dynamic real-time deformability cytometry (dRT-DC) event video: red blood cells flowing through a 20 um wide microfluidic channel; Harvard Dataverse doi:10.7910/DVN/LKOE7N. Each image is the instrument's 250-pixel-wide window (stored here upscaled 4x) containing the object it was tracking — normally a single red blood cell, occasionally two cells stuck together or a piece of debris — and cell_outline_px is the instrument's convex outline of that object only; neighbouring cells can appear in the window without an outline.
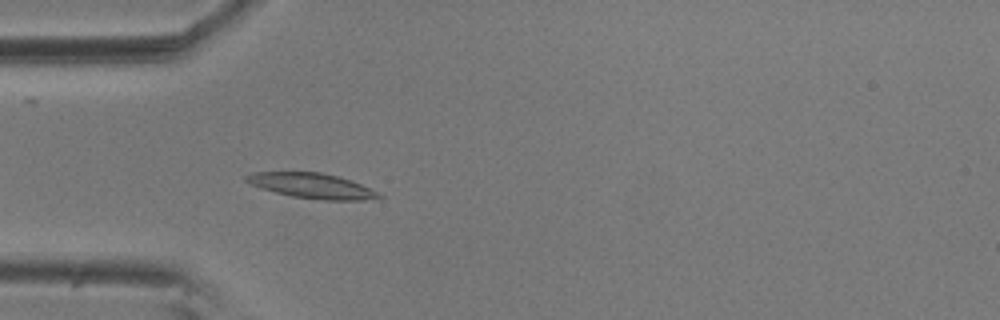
{"species": "common noctule bat (a hibernating species)", "species_latin": "Nyctalus noctula", "temperature_condition": "room temperature", "stored_images_in_passage": 48, "camera_frame_rate_fps": 3000, "um_per_image_px": 0.085, "animal": {"sex": "male", "body_mass_g": 20.5, "forearm_length_mm": 52.5}, "frame": {"image": 1, "passage_image": 11, "time_ms": 3.333, "image_size_px": [1000, 320], "cell_outline_px": [[384, 196], [380, 200], [324, 200], [292, 196], [260, 188], [244, 180], [244, 176], [252, 172], [320, 172], [352, 180]], "centroid_in_image_um": [26.54, 15.79], "position_along_channel_um": 58.5, "area_um2": 19.36}}
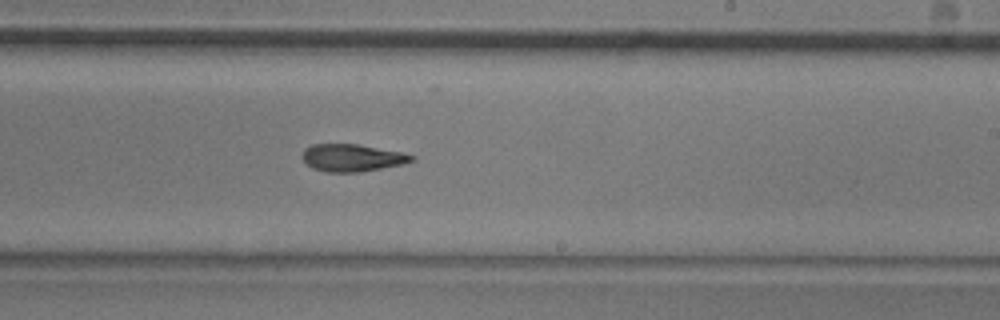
{"frame": {"image": 2, "passage_image": 28, "time_ms": 9.0, "image_size_px": [1000, 320], "cell_outline_px": [[416, 160], [404, 164], [360, 172], [328, 172], [312, 168], [304, 160], [304, 148], [312, 144], [356, 144], [400, 152], [416, 156]], "centroid_in_image_um": [29.97, 13.41], "position_along_channel_um": 259.0, "area_um2": 17.28}}
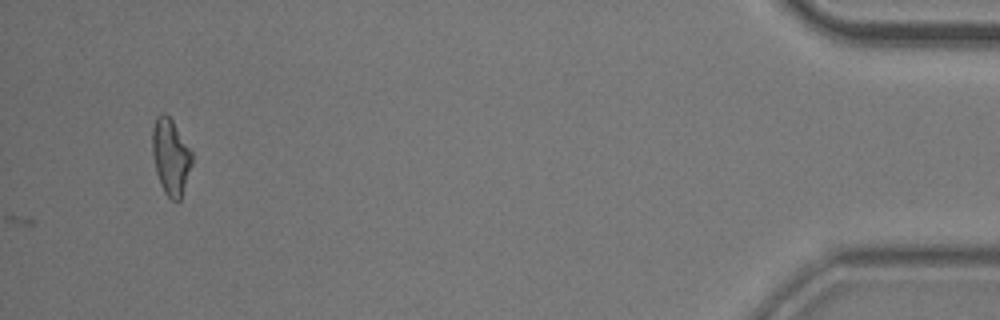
{"frame": {"image": 3, "passage_image": 48, "time_ms": 15.667, "image_size_px": [1000, 320], "cell_outline_px": [[192, 164], [180, 200], [172, 200], [164, 192], [160, 184], [156, 172], [152, 152], [152, 128], [156, 116], [160, 112], [164, 112], [172, 120], [192, 152]], "centroid_in_image_um": [14.49, 13.3], "position_along_channel_um": 420.7, "area_um2": 17.51}, "authors_computed_cell_mechanics": {"area_um2": 17.6868, "velocity_mm_per_s": 3.5946, "shape_relaxation_time_tau1_ms": 7.8215, "shape_relaxation_time_tau2_ms": 5.1023, "deformation_change_tau1": 0.1962, "deformation_change_tau2": 0.1351}}